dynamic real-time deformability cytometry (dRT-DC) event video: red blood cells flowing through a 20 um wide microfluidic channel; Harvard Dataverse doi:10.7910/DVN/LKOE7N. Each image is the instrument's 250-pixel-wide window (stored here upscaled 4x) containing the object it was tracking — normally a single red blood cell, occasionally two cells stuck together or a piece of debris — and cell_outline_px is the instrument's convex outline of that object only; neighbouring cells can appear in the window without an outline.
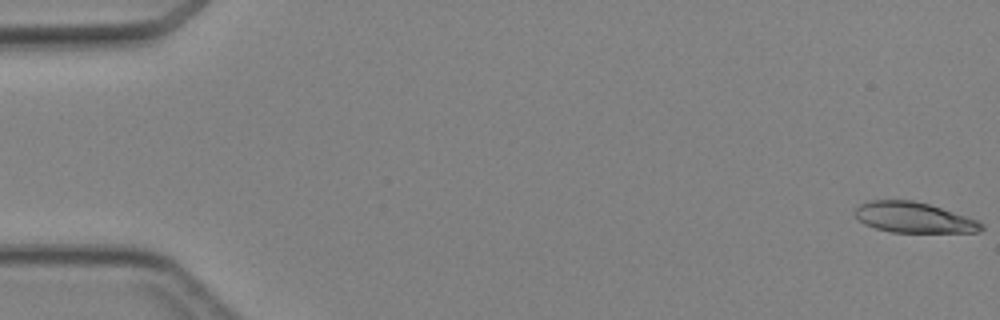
{"species": "Egyptian fruit bat (a non-hibernating species)", "species_latin": "Rousettus aegyptiacus", "temperature_condition": "cold", "stored_images_in_passage": 47, "camera_frame_rate_fps": 3000, "um_per_image_px": 0.085, "animal": {"sex": "female"}, "frame": {"image": 1, "passage_image": 1, "time_ms": 0.0, "image_size_px": [1000, 320], "cell_outline_px": [[984, 228], [980, 232], [892, 232], [876, 228], [864, 224], [852, 212], [860, 204], [872, 200], [912, 200], [928, 204], [976, 220], [984, 224]], "centroid_in_image_um": [77.64, 18.49], "position_along_channel_um": 7.4, "area_um2": 22.2}}
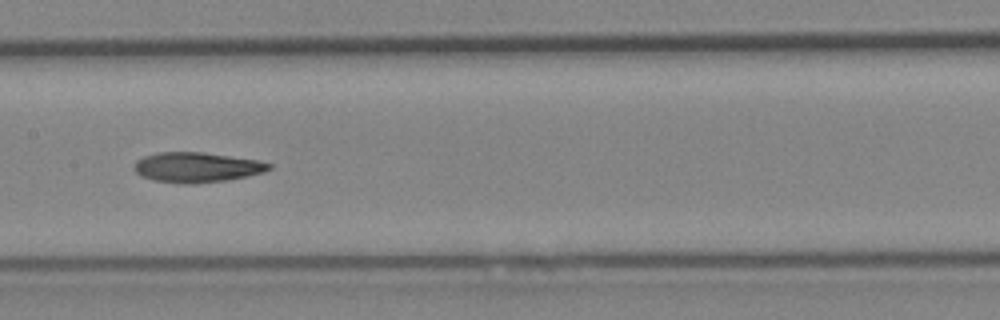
{"frame": {"image": 2, "passage_image": 24, "time_ms": 7.667, "image_size_px": [1000, 320], "cell_outline_px": [[272, 168], [264, 172], [224, 180], [192, 184], [184, 184], [152, 180], [140, 176], [132, 168], [136, 160], [144, 156], [160, 152], [200, 152], [256, 160], [272, 164]], "centroid_in_image_um": [16.65, 14.22], "position_along_channel_um": 190.7, "area_um2": 23.41}}
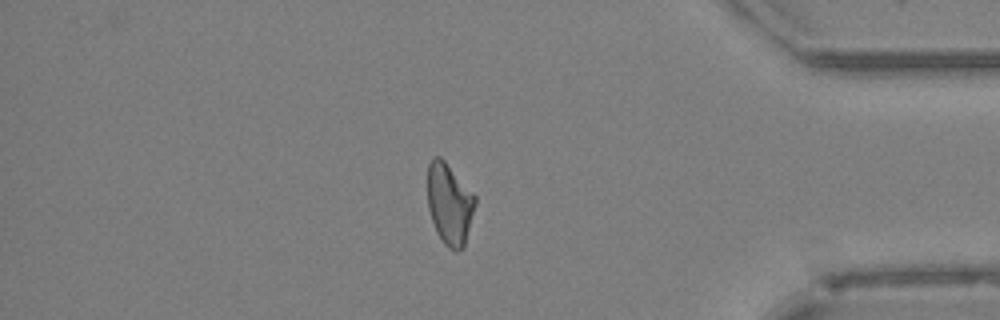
{"frame": {"image": 3, "passage_image": 40, "time_ms": 13.0, "image_size_px": [1000, 320], "cell_outline_px": [[476, 204], [464, 248], [456, 252], [448, 248], [444, 244], [436, 232], [428, 208], [428, 164], [432, 156], [440, 156], [444, 160], [476, 196]], "centroid_in_image_um": [38.21, 17.35], "position_along_channel_um": 397.0, "area_um2": 22.72}}